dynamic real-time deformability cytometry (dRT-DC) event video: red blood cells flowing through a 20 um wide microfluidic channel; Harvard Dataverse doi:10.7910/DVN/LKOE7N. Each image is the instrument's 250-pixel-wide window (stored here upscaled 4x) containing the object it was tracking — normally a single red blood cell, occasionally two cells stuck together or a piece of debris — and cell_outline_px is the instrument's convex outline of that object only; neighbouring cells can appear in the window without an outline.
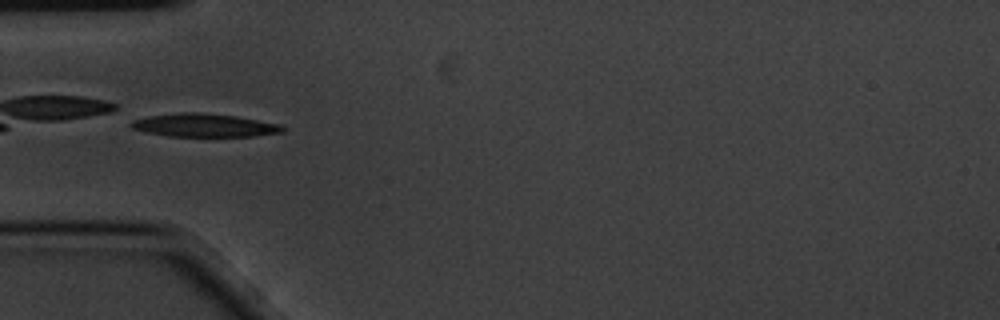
{"species": "common noctule bat (a hibernating species)", "species_latin": "Nyctalus noctula", "temperature_condition": "cold", "stored_images_in_passage": 10, "camera_frame_rate_fps": 3000, "um_per_image_px": 0.085, "animal": {"sex": "male", "body_mass_g": 20.1, "forearm_length_mm": 53.5}, "frame": {"image": 1, "passage_image": 5, "time_ms": 1.333, "image_size_px": [1000, 320], "cell_outline_px": [[284, 132], [256, 136], [168, 136], [144, 132], [132, 128], [128, 124], [132, 120], [148, 116], [180, 112], [200, 112], [236, 116], [280, 124], [284, 128]], "centroid_in_image_um": [17.33, 10.65], "position_along_channel_um": 67.7, "area_um2": 20.58}}